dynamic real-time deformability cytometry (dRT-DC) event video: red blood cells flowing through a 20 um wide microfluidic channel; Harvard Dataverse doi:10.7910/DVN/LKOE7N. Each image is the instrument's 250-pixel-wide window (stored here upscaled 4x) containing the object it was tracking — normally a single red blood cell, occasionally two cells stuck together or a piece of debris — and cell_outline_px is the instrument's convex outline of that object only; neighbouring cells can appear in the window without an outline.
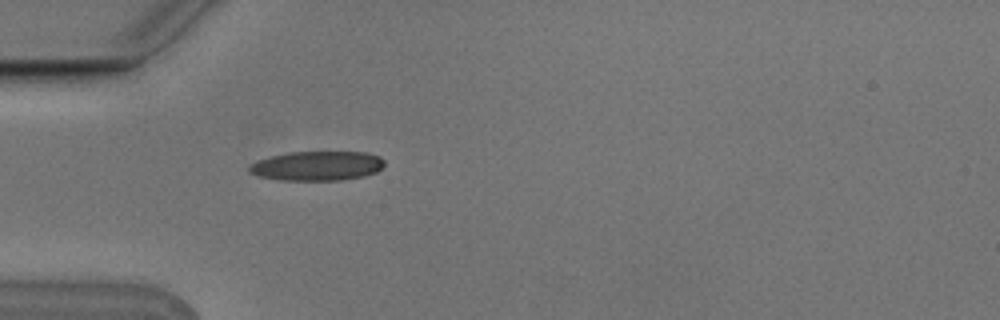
{"species": "Egyptian fruit bat (a non-hibernating species)", "species_latin": "Rousettus aegyptiacus", "temperature_condition": "cold", "stored_images_in_passage": 2, "camera_frame_rate_fps": 3000, "um_per_image_px": 0.085, "animal": {"sex": "male"}, "frame": {"image": 1, "passage_image": 2, "time_ms": 0.333, "image_size_px": [1000, 320], "cell_outline_px": [[384, 164], [376, 172], [364, 176], [340, 180], [280, 180], [260, 176], [248, 172], [248, 168], [256, 160], [288, 152], [364, 152], [380, 156], [384, 160]], "centroid_in_image_um": [26.95, 14.09], "position_along_channel_um": 58.0, "area_um2": 23.12}}